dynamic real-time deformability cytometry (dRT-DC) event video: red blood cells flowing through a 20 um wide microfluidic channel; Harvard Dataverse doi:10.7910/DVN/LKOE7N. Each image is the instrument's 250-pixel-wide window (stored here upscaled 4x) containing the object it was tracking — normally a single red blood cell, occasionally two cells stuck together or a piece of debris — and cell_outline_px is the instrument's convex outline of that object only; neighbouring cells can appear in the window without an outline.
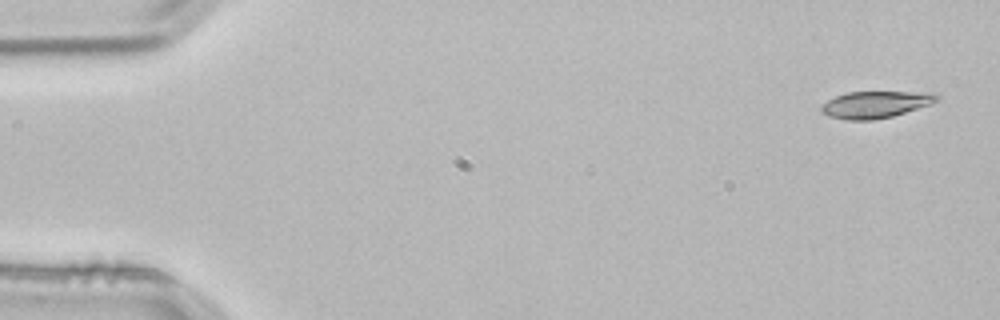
{"species": "common noctule bat (a hibernating species)", "species_latin": "Nyctalus noctula", "temperature_condition": "room temperature", "stored_images_in_passage": 3, "camera_frame_rate_fps": 3000, "um_per_image_px": 0.085, "animal": {"sex": "male", "body_mass_g": 21.5, "forearm_length_mm": 52.0}, "frame": {"image": 1, "passage_image": 1, "time_ms": 0.0, "image_size_px": [1000, 320], "cell_outline_px": [[940, 96], [936, 100], [928, 104], [892, 116], [872, 120], [848, 120], [828, 116], [820, 112], [820, 104], [836, 96], [848, 92], [936, 92]], "centroid_in_image_um": [74.35, 8.88], "position_along_channel_um": 10.6, "area_um2": 17.92}}
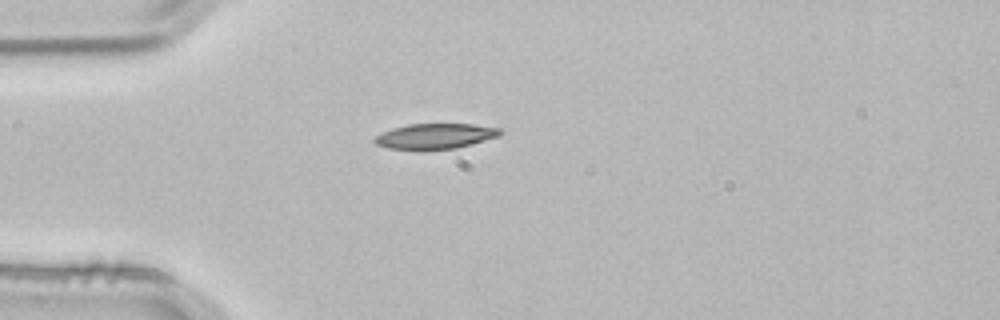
{"frame": {"image": 2, "passage_image": 3, "time_ms": 0.667, "image_size_px": [1000, 320], "cell_outline_px": [[504, 132], [500, 136], [472, 144], [456, 148], [388, 148], [376, 144], [372, 140], [376, 136], [392, 128], [408, 124], [472, 124], [500, 128]], "centroid_in_image_um": [37.05, 11.55], "position_along_channel_um": 48.0, "area_um2": 18.15}}